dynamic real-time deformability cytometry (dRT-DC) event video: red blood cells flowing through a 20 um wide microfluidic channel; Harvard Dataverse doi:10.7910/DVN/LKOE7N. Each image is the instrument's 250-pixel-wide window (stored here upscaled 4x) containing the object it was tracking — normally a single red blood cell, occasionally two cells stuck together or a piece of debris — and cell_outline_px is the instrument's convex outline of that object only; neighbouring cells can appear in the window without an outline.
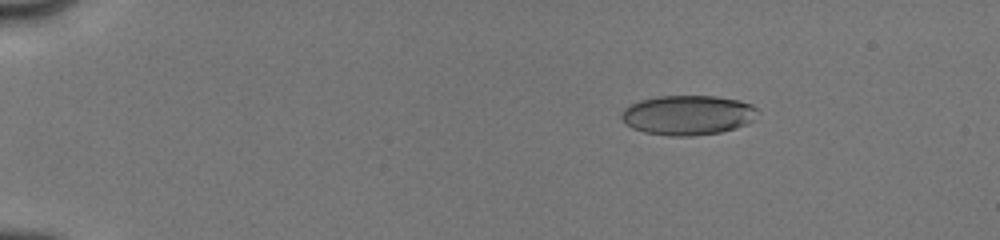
{"species": "human", "species_latin": "Homo sapiens", "temperature_condition": "cold", "stored_images_in_passage": 17, "camera_frame_rate_fps": 3000, "um_per_image_px": 0.085, "donor": {"sex": "male"}, "frame": {"image": 1, "passage_image": 3, "time_ms": 2.0, "image_size_px": [1000, 240], "cell_outline_px": [[760, 112], [748, 124], [736, 128], [720, 132], [692, 136], [668, 136], [644, 132], [632, 128], [620, 116], [620, 112], [628, 104], [640, 100], [656, 96], [716, 96], [740, 100], [752, 104]], "centroid_in_image_um": [58.47, 9.77], "position_along_channel_um": 26.5, "area_um2": 31.85}}
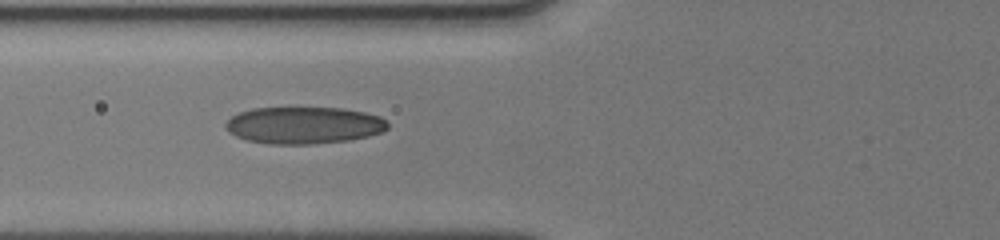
{"frame": {"image": 2, "passage_image": 9, "time_ms": 6.333, "image_size_px": [1000, 240], "cell_outline_px": [[388, 128], [380, 132], [368, 136], [348, 140], [312, 144], [268, 144], [248, 140], [236, 136], [228, 132], [224, 128], [224, 124], [232, 116], [240, 112], [252, 108], [296, 104], [344, 108], [364, 112], [380, 116], [388, 124]], "centroid_in_image_um": [25.78, 10.59], "position_along_channel_um": 100.0, "area_um2": 36.24}}
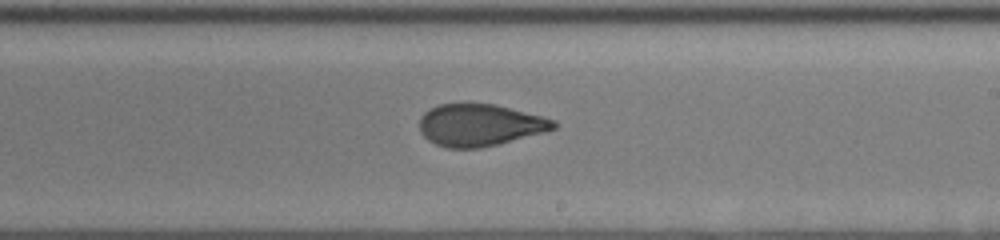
{"frame": {"image": 3, "passage_image": 17, "time_ms": 10.0, "image_size_px": [1000, 240], "cell_outline_px": [[556, 128], [544, 132], [480, 148], [448, 148], [436, 144], [428, 140], [420, 132], [420, 116], [428, 108], [440, 104], [496, 104], [544, 116], [556, 120]], "centroid_in_image_um": [40.78, 10.62], "position_along_channel_um": 248.2, "area_um2": 32.83}}